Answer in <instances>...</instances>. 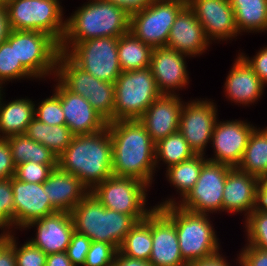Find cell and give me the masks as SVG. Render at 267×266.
Masks as SVG:
<instances>
[{
    "mask_svg": "<svg viewBox=\"0 0 267 266\" xmlns=\"http://www.w3.org/2000/svg\"><path fill=\"white\" fill-rule=\"evenodd\" d=\"M112 141V174L138 179L152 187L155 143L139 119L117 120L107 124Z\"/></svg>",
    "mask_w": 267,
    "mask_h": 266,
    "instance_id": "1",
    "label": "cell"
},
{
    "mask_svg": "<svg viewBox=\"0 0 267 266\" xmlns=\"http://www.w3.org/2000/svg\"><path fill=\"white\" fill-rule=\"evenodd\" d=\"M57 167L76 176L89 191L112 176V141L108 127L94 134L74 135L57 157Z\"/></svg>",
    "mask_w": 267,
    "mask_h": 266,
    "instance_id": "2",
    "label": "cell"
},
{
    "mask_svg": "<svg viewBox=\"0 0 267 266\" xmlns=\"http://www.w3.org/2000/svg\"><path fill=\"white\" fill-rule=\"evenodd\" d=\"M130 31V15L121 7L104 0H89L66 18L59 44L67 53L76 43L99 37H120Z\"/></svg>",
    "mask_w": 267,
    "mask_h": 266,
    "instance_id": "3",
    "label": "cell"
},
{
    "mask_svg": "<svg viewBox=\"0 0 267 266\" xmlns=\"http://www.w3.org/2000/svg\"><path fill=\"white\" fill-rule=\"evenodd\" d=\"M75 231L92 242L111 244L117 251L129 231L138 220L123 213L105 208L89 192L71 212Z\"/></svg>",
    "mask_w": 267,
    "mask_h": 266,
    "instance_id": "4",
    "label": "cell"
},
{
    "mask_svg": "<svg viewBox=\"0 0 267 266\" xmlns=\"http://www.w3.org/2000/svg\"><path fill=\"white\" fill-rule=\"evenodd\" d=\"M175 225L182 258L187 262L200 260L221 249L210 214L194 213L177 204L159 208Z\"/></svg>",
    "mask_w": 267,
    "mask_h": 266,
    "instance_id": "5",
    "label": "cell"
},
{
    "mask_svg": "<svg viewBox=\"0 0 267 266\" xmlns=\"http://www.w3.org/2000/svg\"><path fill=\"white\" fill-rule=\"evenodd\" d=\"M61 3L60 0H8L10 27L12 30L46 33L60 44L66 28Z\"/></svg>",
    "mask_w": 267,
    "mask_h": 266,
    "instance_id": "6",
    "label": "cell"
},
{
    "mask_svg": "<svg viewBox=\"0 0 267 266\" xmlns=\"http://www.w3.org/2000/svg\"><path fill=\"white\" fill-rule=\"evenodd\" d=\"M114 93L113 121L139 119L162 95L149 67L121 72Z\"/></svg>",
    "mask_w": 267,
    "mask_h": 266,
    "instance_id": "7",
    "label": "cell"
},
{
    "mask_svg": "<svg viewBox=\"0 0 267 266\" xmlns=\"http://www.w3.org/2000/svg\"><path fill=\"white\" fill-rule=\"evenodd\" d=\"M149 188L138 179L112 175L90 192L105 208L142 221L156 208L146 207Z\"/></svg>",
    "mask_w": 267,
    "mask_h": 266,
    "instance_id": "8",
    "label": "cell"
},
{
    "mask_svg": "<svg viewBox=\"0 0 267 266\" xmlns=\"http://www.w3.org/2000/svg\"><path fill=\"white\" fill-rule=\"evenodd\" d=\"M186 6L183 0H153L130 15V32L153 48L164 47L176 17Z\"/></svg>",
    "mask_w": 267,
    "mask_h": 266,
    "instance_id": "9",
    "label": "cell"
},
{
    "mask_svg": "<svg viewBox=\"0 0 267 266\" xmlns=\"http://www.w3.org/2000/svg\"><path fill=\"white\" fill-rule=\"evenodd\" d=\"M117 45L118 37H99L76 43L66 55L92 76L115 83L122 72Z\"/></svg>",
    "mask_w": 267,
    "mask_h": 266,
    "instance_id": "10",
    "label": "cell"
},
{
    "mask_svg": "<svg viewBox=\"0 0 267 266\" xmlns=\"http://www.w3.org/2000/svg\"><path fill=\"white\" fill-rule=\"evenodd\" d=\"M59 53V44L50 35L40 31L15 30L17 60L36 80H46L48 76L53 79L56 76Z\"/></svg>",
    "mask_w": 267,
    "mask_h": 266,
    "instance_id": "11",
    "label": "cell"
},
{
    "mask_svg": "<svg viewBox=\"0 0 267 266\" xmlns=\"http://www.w3.org/2000/svg\"><path fill=\"white\" fill-rule=\"evenodd\" d=\"M230 166L207 160L194 187L177 203L194 213H222L223 190Z\"/></svg>",
    "mask_w": 267,
    "mask_h": 266,
    "instance_id": "12",
    "label": "cell"
},
{
    "mask_svg": "<svg viewBox=\"0 0 267 266\" xmlns=\"http://www.w3.org/2000/svg\"><path fill=\"white\" fill-rule=\"evenodd\" d=\"M196 98L184 102L179 121V132L188 142L195 155L206 156V147L211 143L214 125L218 119L215 100Z\"/></svg>",
    "mask_w": 267,
    "mask_h": 266,
    "instance_id": "13",
    "label": "cell"
},
{
    "mask_svg": "<svg viewBox=\"0 0 267 266\" xmlns=\"http://www.w3.org/2000/svg\"><path fill=\"white\" fill-rule=\"evenodd\" d=\"M250 123L247 120L238 119L222 122L218 118L210 143L214 154L207 159L230 167H238L243 158L249 136L255 128L254 124Z\"/></svg>",
    "mask_w": 267,
    "mask_h": 266,
    "instance_id": "14",
    "label": "cell"
},
{
    "mask_svg": "<svg viewBox=\"0 0 267 266\" xmlns=\"http://www.w3.org/2000/svg\"><path fill=\"white\" fill-rule=\"evenodd\" d=\"M187 5L211 43L233 41L239 36L230 0H188Z\"/></svg>",
    "mask_w": 267,
    "mask_h": 266,
    "instance_id": "15",
    "label": "cell"
},
{
    "mask_svg": "<svg viewBox=\"0 0 267 266\" xmlns=\"http://www.w3.org/2000/svg\"><path fill=\"white\" fill-rule=\"evenodd\" d=\"M54 79L57 83L53 91L60 98L66 126L74 135L94 134L107 127L108 122L84 97L68 90L56 77Z\"/></svg>",
    "mask_w": 267,
    "mask_h": 266,
    "instance_id": "16",
    "label": "cell"
},
{
    "mask_svg": "<svg viewBox=\"0 0 267 266\" xmlns=\"http://www.w3.org/2000/svg\"><path fill=\"white\" fill-rule=\"evenodd\" d=\"M186 58L190 57L166 46L153 48L149 68L161 94L176 95L189 85Z\"/></svg>",
    "mask_w": 267,
    "mask_h": 266,
    "instance_id": "17",
    "label": "cell"
},
{
    "mask_svg": "<svg viewBox=\"0 0 267 266\" xmlns=\"http://www.w3.org/2000/svg\"><path fill=\"white\" fill-rule=\"evenodd\" d=\"M14 195L13 228L20 231L31 221L58 212L44 191V183H28L11 177Z\"/></svg>",
    "mask_w": 267,
    "mask_h": 266,
    "instance_id": "18",
    "label": "cell"
},
{
    "mask_svg": "<svg viewBox=\"0 0 267 266\" xmlns=\"http://www.w3.org/2000/svg\"><path fill=\"white\" fill-rule=\"evenodd\" d=\"M36 229L35 237L28 241L39 247L44 253L66 252L75 232L71 213L56 212L52 215L36 219L27 224L21 231Z\"/></svg>",
    "mask_w": 267,
    "mask_h": 266,
    "instance_id": "19",
    "label": "cell"
},
{
    "mask_svg": "<svg viewBox=\"0 0 267 266\" xmlns=\"http://www.w3.org/2000/svg\"><path fill=\"white\" fill-rule=\"evenodd\" d=\"M179 95L162 94L139 118L154 143L178 132L180 113L185 102Z\"/></svg>",
    "mask_w": 267,
    "mask_h": 266,
    "instance_id": "20",
    "label": "cell"
},
{
    "mask_svg": "<svg viewBox=\"0 0 267 266\" xmlns=\"http://www.w3.org/2000/svg\"><path fill=\"white\" fill-rule=\"evenodd\" d=\"M211 44L195 13L187 5L176 17L166 47L191 59L206 53Z\"/></svg>",
    "mask_w": 267,
    "mask_h": 266,
    "instance_id": "21",
    "label": "cell"
},
{
    "mask_svg": "<svg viewBox=\"0 0 267 266\" xmlns=\"http://www.w3.org/2000/svg\"><path fill=\"white\" fill-rule=\"evenodd\" d=\"M152 250L149 262L154 266H186L182 258L174 223L159 209L152 211Z\"/></svg>",
    "mask_w": 267,
    "mask_h": 266,
    "instance_id": "22",
    "label": "cell"
},
{
    "mask_svg": "<svg viewBox=\"0 0 267 266\" xmlns=\"http://www.w3.org/2000/svg\"><path fill=\"white\" fill-rule=\"evenodd\" d=\"M236 56L224 82L225 99L249 107L261 99L265 85L248 63L239 54Z\"/></svg>",
    "mask_w": 267,
    "mask_h": 266,
    "instance_id": "23",
    "label": "cell"
},
{
    "mask_svg": "<svg viewBox=\"0 0 267 266\" xmlns=\"http://www.w3.org/2000/svg\"><path fill=\"white\" fill-rule=\"evenodd\" d=\"M259 178L230 167L223 190L222 212L244 214V220L254 210Z\"/></svg>",
    "mask_w": 267,
    "mask_h": 266,
    "instance_id": "24",
    "label": "cell"
},
{
    "mask_svg": "<svg viewBox=\"0 0 267 266\" xmlns=\"http://www.w3.org/2000/svg\"><path fill=\"white\" fill-rule=\"evenodd\" d=\"M50 204L58 212L71 213L73 208L90 192L76 176L55 168L44 182Z\"/></svg>",
    "mask_w": 267,
    "mask_h": 266,
    "instance_id": "25",
    "label": "cell"
},
{
    "mask_svg": "<svg viewBox=\"0 0 267 266\" xmlns=\"http://www.w3.org/2000/svg\"><path fill=\"white\" fill-rule=\"evenodd\" d=\"M3 90L0 89V138L25 134L34 118L35 102L28 97L7 102Z\"/></svg>",
    "mask_w": 267,
    "mask_h": 266,
    "instance_id": "26",
    "label": "cell"
},
{
    "mask_svg": "<svg viewBox=\"0 0 267 266\" xmlns=\"http://www.w3.org/2000/svg\"><path fill=\"white\" fill-rule=\"evenodd\" d=\"M207 160V156L194 155L189 160L168 167L165 170L166 180L170 183V186L177 190L176 192L179 194L177 198L174 196H171L170 198L167 197L165 201L163 200L160 203L158 202V204H155L154 206L156 208H161L166 205L177 204L181 201L196 184L202 166Z\"/></svg>",
    "mask_w": 267,
    "mask_h": 266,
    "instance_id": "27",
    "label": "cell"
},
{
    "mask_svg": "<svg viewBox=\"0 0 267 266\" xmlns=\"http://www.w3.org/2000/svg\"><path fill=\"white\" fill-rule=\"evenodd\" d=\"M239 35L267 31V0H230Z\"/></svg>",
    "mask_w": 267,
    "mask_h": 266,
    "instance_id": "28",
    "label": "cell"
},
{
    "mask_svg": "<svg viewBox=\"0 0 267 266\" xmlns=\"http://www.w3.org/2000/svg\"><path fill=\"white\" fill-rule=\"evenodd\" d=\"M55 77L68 90L85 99L94 94L95 77L78 67L65 53H59Z\"/></svg>",
    "mask_w": 267,
    "mask_h": 266,
    "instance_id": "29",
    "label": "cell"
},
{
    "mask_svg": "<svg viewBox=\"0 0 267 266\" xmlns=\"http://www.w3.org/2000/svg\"><path fill=\"white\" fill-rule=\"evenodd\" d=\"M117 49L122 72L149 67L153 47L139 40L132 32L118 37Z\"/></svg>",
    "mask_w": 267,
    "mask_h": 266,
    "instance_id": "30",
    "label": "cell"
},
{
    "mask_svg": "<svg viewBox=\"0 0 267 266\" xmlns=\"http://www.w3.org/2000/svg\"><path fill=\"white\" fill-rule=\"evenodd\" d=\"M25 134L47 147L56 157L67 148L74 137L66 125H47L35 117L28 124Z\"/></svg>",
    "mask_w": 267,
    "mask_h": 266,
    "instance_id": "31",
    "label": "cell"
},
{
    "mask_svg": "<svg viewBox=\"0 0 267 266\" xmlns=\"http://www.w3.org/2000/svg\"><path fill=\"white\" fill-rule=\"evenodd\" d=\"M238 168L259 179L267 175V127L253 129Z\"/></svg>",
    "mask_w": 267,
    "mask_h": 266,
    "instance_id": "32",
    "label": "cell"
},
{
    "mask_svg": "<svg viewBox=\"0 0 267 266\" xmlns=\"http://www.w3.org/2000/svg\"><path fill=\"white\" fill-rule=\"evenodd\" d=\"M6 140L10 146L15 166L32 161L38 164H57V157L44 145L30 139L26 134L13 135Z\"/></svg>",
    "mask_w": 267,
    "mask_h": 266,
    "instance_id": "33",
    "label": "cell"
},
{
    "mask_svg": "<svg viewBox=\"0 0 267 266\" xmlns=\"http://www.w3.org/2000/svg\"><path fill=\"white\" fill-rule=\"evenodd\" d=\"M152 212L138 221L120 244L118 252L127 257L149 261L152 250Z\"/></svg>",
    "mask_w": 267,
    "mask_h": 266,
    "instance_id": "34",
    "label": "cell"
},
{
    "mask_svg": "<svg viewBox=\"0 0 267 266\" xmlns=\"http://www.w3.org/2000/svg\"><path fill=\"white\" fill-rule=\"evenodd\" d=\"M194 155L195 153L179 131L155 143V167L159 170L161 164H166L165 169H167L174 164L191 159Z\"/></svg>",
    "mask_w": 267,
    "mask_h": 266,
    "instance_id": "35",
    "label": "cell"
},
{
    "mask_svg": "<svg viewBox=\"0 0 267 266\" xmlns=\"http://www.w3.org/2000/svg\"><path fill=\"white\" fill-rule=\"evenodd\" d=\"M36 79L22 64L17 60L15 54V30L10 32L6 41L0 45V89H4L5 83L19 80Z\"/></svg>",
    "mask_w": 267,
    "mask_h": 266,
    "instance_id": "36",
    "label": "cell"
},
{
    "mask_svg": "<svg viewBox=\"0 0 267 266\" xmlns=\"http://www.w3.org/2000/svg\"><path fill=\"white\" fill-rule=\"evenodd\" d=\"M114 94V83L95 77L94 94L86 99L107 122L113 121Z\"/></svg>",
    "mask_w": 267,
    "mask_h": 266,
    "instance_id": "37",
    "label": "cell"
},
{
    "mask_svg": "<svg viewBox=\"0 0 267 266\" xmlns=\"http://www.w3.org/2000/svg\"><path fill=\"white\" fill-rule=\"evenodd\" d=\"M246 245L267 250V212L252 211L244 220Z\"/></svg>",
    "mask_w": 267,
    "mask_h": 266,
    "instance_id": "38",
    "label": "cell"
},
{
    "mask_svg": "<svg viewBox=\"0 0 267 266\" xmlns=\"http://www.w3.org/2000/svg\"><path fill=\"white\" fill-rule=\"evenodd\" d=\"M34 117L47 125H66L59 96H51L35 103Z\"/></svg>",
    "mask_w": 267,
    "mask_h": 266,
    "instance_id": "39",
    "label": "cell"
},
{
    "mask_svg": "<svg viewBox=\"0 0 267 266\" xmlns=\"http://www.w3.org/2000/svg\"><path fill=\"white\" fill-rule=\"evenodd\" d=\"M16 234L12 231L10 246L14 249L17 266H46L47 254L28 240L19 245Z\"/></svg>",
    "mask_w": 267,
    "mask_h": 266,
    "instance_id": "40",
    "label": "cell"
},
{
    "mask_svg": "<svg viewBox=\"0 0 267 266\" xmlns=\"http://www.w3.org/2000/svg\"><path fill=\"white\" fill-rule=\"evenodd\" d=\"M14 210V195L11 178L0 180V230H14Z\"/></svg>",
    "mask_w": 267,
    "mask_h": 266,
    "instance_id": "41",
    "label": "cell"
},
{
    "mask_svg": "<svg viewBox=\"0 0 267 266\" xmlns=\"http://www.w3.org/2000/svg\"><path fill=\"white\" fill-rule=\"evenodd\" d=\"M57 164H38L32 161L16 166L14 177L28 183H44Z\"/></svg>",
    "mask_w": 267,
    "mask_h": 266,
    "instance_id": "42",
    "label": "cell"
},
{
    "mask_svg": "<svg viewBox=\"0 0 267 266\" xmlns=\"http://www.w3.org/2000/svg\"><path fill=\"white\" fill-rule=\"evenodd\" d=\"M117 250L106 242L94 241L87 253L84 266H112Z\"/></svg>",
    "mask_w": 267,
    "mask_h": 266,
    "instance_id": "43",
    "label": "cell"
},
{
    "mask_svg": "<svg viewBox=\"0 0 267 266\" xmlns=\"http://www.w3.org/2000/svg\"><path fill=\"white\" fill-rule=\"evenodd\" d=\"M91 243L92 241L87 236L79 234L76 231L73 233L66 252L74 266L85 265Z\"/></svg>",
    "mask_w": 267,
    "mask_h": 266,
    "instance_id": "44",
    "label": "cell"
},
{
    "mask_svg": "<svg viewBox=\"0 0 267 266\" xmlns=\"http://www.w3.org/2000/svg\"><path fill=\"white\" fill-rule=\"evenodd\" d=\"M235 260L236 266H267V250L245 244Z\"/></svg>",
    "mask_w": 267,
    "mask_h": 266,
    "instance_id": "45",
    "label": "cell"
},
{
    "mask_svg": "<svg viewBox=\"0 0 267 266\" xmlns=\"http://www.w3.org/2000/svg\"><path fill=\"white\" fill-rule=\"evenodd\" d=\"M257 74L260 81L266 86L267 84V45L263 46L256 52V55L247 57L245 53H238Z\"/></svg>",
    "mask_w": 267,
    "mask_h": 266,
    "instance_id": "46",
    "label": "cell"
},
{
    "mask_svg": "<svg viewBox=\"0 0 267 266\" xmlns=\"http://www.w3.org/2000/svg\"><path fill=\"white\" fill-rule=\"evenodd\" d=\"M15 170L8 141L6 138H0V180L10 179L15 175Z\"/></svg>",
    "mask_w": 267,
    "mask_h": 266,
    "instance_id": "47",
    "label": "cell"
},
{
    "mask_svg": "<svg viewBox=\"0 0 267 266\" xmlns=\"http://www.w3.org/2000/svg\"><path fill=\"white\" fill-rule=\"evenodd\" d=\"M124 9L129 15L141 11L153 0H104Z\"/></svg>",
    "mask_w": 267,
    "mask_h": 266,
    "instance_id": "48",
    "label": "cell"
},
{
    "mask_svg": "<svg viewBox=\"0 0 267 266\" xmlns=\"http://www.w3.org/2000/svg\"><path fill=\"white\" fill-rule=\"evenodd\" d=\"M253 211L267 212V175L259 179Z\"/></svg>",
    "mask_w": 267,
    "mask_h": 266,
    "instance_id": "49",
    "label": "cell"
},
{
    "mask_svg": "<svg viewBox=\"0 0 267 266\" xmlns=\"http://www.w3.org/2000/svg\"><path fill=\"white\" fill-rule=\"evenodd\" d=\"M186 266H231V265L230 262L227 261L225 255H223V253L219 251L218 253L210 257L189 262L187 263Z\"/></svg>",
    "mask_w": 267,
    "mask_h": 266,
    "instance_id": "50",
    "label": "cell"
},
{
    "mask_svg": "<svg viewBox=\"0 0 267 266\" xmlns=\"http://www.w3.org/2000/svg\"><path fill=\"white\" fill-rule=\"evenodd\" d=\"M11 31L6 4L0 5V45L8 39Z\"/></svg>",
    "mask_w": 267,
    "mask_h": 266,
    "instance_id": "51",
    "label": "cell"
},
{
    "mask_svg": "<svg viewBox=\"0 0 267 266\" xmlns=\"http://www.w3.org/2000/svg\"><path fill=\"white\" fill-rule=\"evenodd\" d=\"M112 266H154L149 261L134 259L120 254L118 251L114 256Z\"/></svg>",
    "mask_w": 267,
    "mask_h": 266,
    "instance_id": "52",
    "label": "cell"
},
{
    "mask_svg": "<svg viewBox=\"0 0 267 266\" xmlns=\"http://www.w3.org/2000/svg\"><path fill=\"white\" fill-rule=\"evenodd\" d=\"M46 266H74L68 258L67 252L47 255Z\"/></svg>",
    "mask_w": 267,
    "mask_h": 266,
    "instance_id": "53",
    "label": "cell"
},
{
    "mask_svg": "<svg viewBox=\"0 0 267 266\" xmlns=\"http://www.w3.org/2000/svg\"><path fill=\"white\" fill-rule=\"evenodd\" d=\"M0 266H17L14 249L10 245L0 254Z\"/></svg>",
    "mask_w": 267,
    "mask_h": 266,
    "instance_id": "54",
    "label": "cell"
},
{
    "mask_svg": "<svg viewBox=\"0 0 267 266\" xmlns=\"http://www.w3.org/2000/svg\"><path fill=\"white\" fill-rule=\"evenodd\" d=\"M12 231L1 230L0 233V254L10 245Z\"/></svg>",
    "mask_w": 267,
    "mask_h": 266,
    "instance_id": "55",
    "label": "cell"
},
{
    "mask_svg": "<svg viewBox=\"0 0 267 266\" xmlns=\"http://www.w3.org/2000/svg\"><path fill=\"white\" fill-rule=\"evenodd\" d=\"M8 0H0V5L6 4Z\"/></svg>",
    "mask_w": 267,
    "mask_h": 266,
    "instance_id": "56",
    "label": "cell"
}]
</instances>
